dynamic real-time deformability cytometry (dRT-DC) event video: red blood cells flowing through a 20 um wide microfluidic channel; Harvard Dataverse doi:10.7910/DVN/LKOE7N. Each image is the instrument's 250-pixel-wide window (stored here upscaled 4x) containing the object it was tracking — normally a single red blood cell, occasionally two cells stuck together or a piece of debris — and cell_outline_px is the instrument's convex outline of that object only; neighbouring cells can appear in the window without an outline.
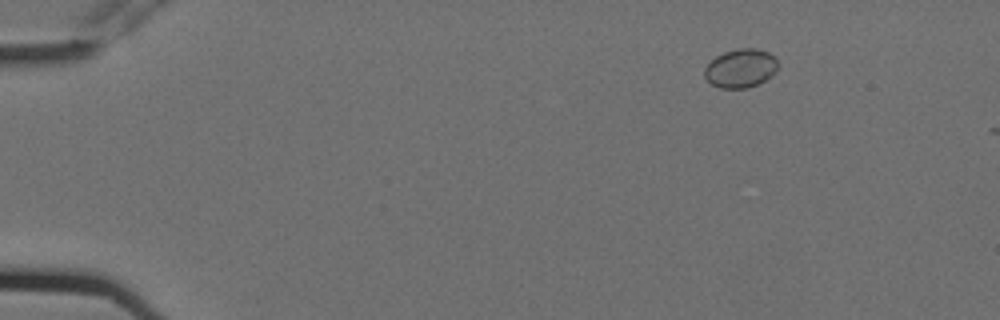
{"species": "Egyptian fruit bat (a non-hibernating species)", "species_latin": "Rousettus aegyptiacus", "temperature_condition": "cold", "stored_images_in_passage": 3, "camera_frame_rate_fps": 3000, "um_per_image_px": 0.085, "animal": {"sex": "female"}, "frame": {"image": 1, "passage_image": 2, "time_ms": 0.333, "image_size_px": [1000, 320], "cell_outline_px": [[776, 72], [772, 76], [748, 88], [720, 88], [712, 84], [704, 76], [704, 68], [716, 56], [724, 52], [736, 48], [756, 48], [768, 52], [776, 60]], "centroid_in_image_um": [62.93, 5.8], "position_along_channel_um": 22.1, "area_um2": 16.42}}